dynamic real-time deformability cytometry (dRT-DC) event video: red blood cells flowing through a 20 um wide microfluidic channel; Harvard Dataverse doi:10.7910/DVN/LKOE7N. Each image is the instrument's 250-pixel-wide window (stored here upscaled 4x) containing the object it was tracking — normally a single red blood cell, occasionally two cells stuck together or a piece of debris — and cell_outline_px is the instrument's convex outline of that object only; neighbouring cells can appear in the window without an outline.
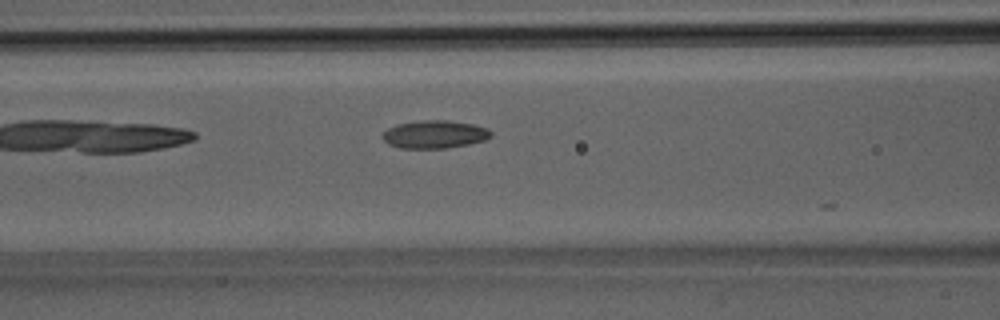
{"species": "Egyptian fruit bat (a non-hibernating species)", "species_latin": "Rousettus aegyptiacus", "temperature_condition": "room temperature", "stored_images_in_passage": 7, "camera_frame_rate_fps": 3000, "um_per_image_px": 0.085, "animal": {"sex": "male"}, "frame": {"image": 1, "passage_image": 5, "time_ms": 1.333, "image_size_px": [1000, 320], "cell_outline_px": [[492, 136], [484, 140], [468, 144], [448, 148], [400, 148], [388, 144], [380, 136], [388, 128], [396, 124], [424, 120], [444, 120], [472, 124], [488, 128], [492, 132]], "centroid_in_image_um": [36.93, 11.42], "position_along_channel_um": 129.7, "area_um2": 17.63}}